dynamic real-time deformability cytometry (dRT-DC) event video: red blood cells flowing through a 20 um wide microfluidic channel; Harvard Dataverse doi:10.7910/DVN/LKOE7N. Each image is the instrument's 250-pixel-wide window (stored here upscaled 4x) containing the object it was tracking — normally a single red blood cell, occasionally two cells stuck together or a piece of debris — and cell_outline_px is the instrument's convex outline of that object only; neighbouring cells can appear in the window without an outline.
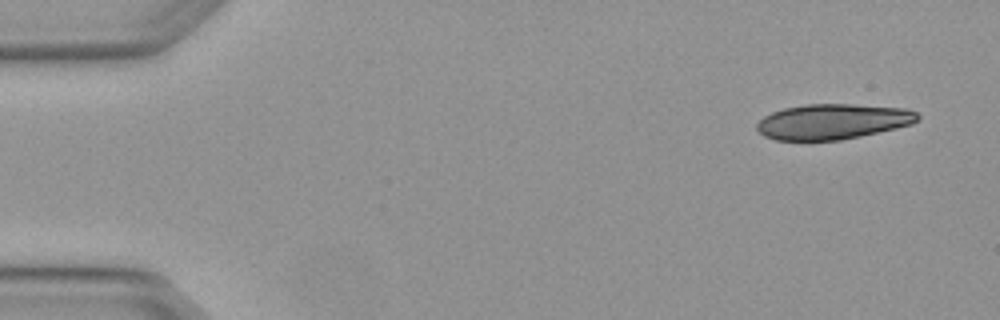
{"species": "Egyptian fruit bat (a non-hibernating species)", "species_latin": "Rousettus aegyptiacus", "temperature_condition": "warm", "stored_images_in_passage": 3, "camera_frame_rate_fps": 3000, "um_per_image_px": 0.085, "animal": {"sex": "female"}, "frame": {"image": 1, "passage_image": 1, "time_ms": 0.0, "image_size_px": [1000, 320], "cell_outline_px": [[920, 116], [912, 124], [896, 128], [860, 136], [840, 140], [776, 140], [764, 136], [756, 128], [756, 124], [764, 116], [772, 112], [784, 108], [804, 104], [852, 104], [908, 108], [916, 112]], "centroid_in_image_um": [70.78, 10.32], "position_along_channel_um": 14.2, "area_um2": 33.12}}